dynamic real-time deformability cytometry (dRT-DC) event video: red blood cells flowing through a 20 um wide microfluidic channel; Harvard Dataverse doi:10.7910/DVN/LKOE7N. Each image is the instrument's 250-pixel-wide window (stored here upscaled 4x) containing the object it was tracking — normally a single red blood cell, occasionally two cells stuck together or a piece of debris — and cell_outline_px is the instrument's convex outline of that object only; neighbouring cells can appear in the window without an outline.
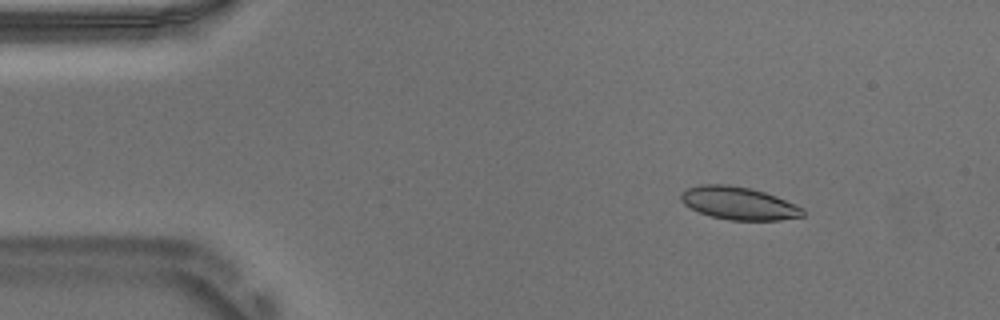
{"species": "Egyptian fruit bat (a non-hibernating species)", "species_latin": "Rousettus aegyptiacus", "temperature_condition": "warm", "stored_images_in_passage": 50, "camera_frame_rate_fps": 3000, "um_per_image_px": 0.085, "animal": {"sex": "male"}, "frame": {"image": 1, "passage_image": 3, "time_ms": 0.667, "image_size_px": [1000, 320], "cell_outline_px": [[804, 216], [780, 220], [728, 220], [712, 216], [700, 212], [684, 204], [680, 200], [680, 192], [688, 188], [700, 184], [728, 184], [752, 188], [776, 196], [804, 208]], "centroid_in_image_um": [62.79, 17.26], "position_along_channel_um": 22.2, "area_um2": 23.35}}
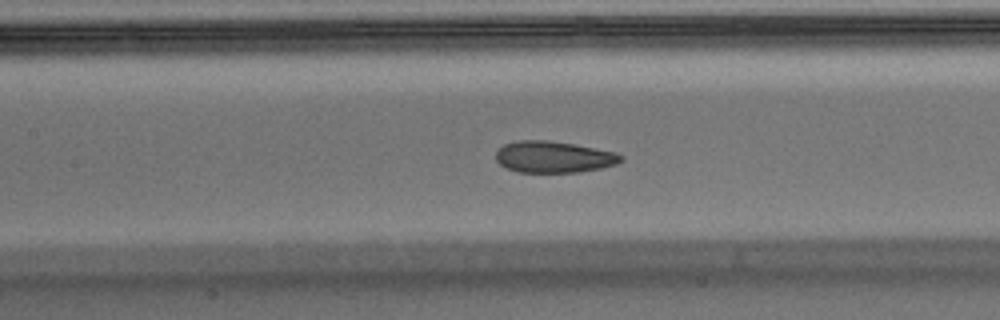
{"frame": {"image": 2, "passage_image": 20, "time_ms": 6.333, "image_size_px": [1000, 320], "cell_outline_px": [[624, 160], [616, 164], [600, 168], [580, 172], [516, 172], [500, 164], [496, 160], [496, 152], [504, 144], [516, 140], [548, 140], [572, 144], [616, 152], [624, 156]], "centroid_in_image_um": [47.07, 13.34], "position_along_channel_um": 160.3, "area_um2": 22.95}}
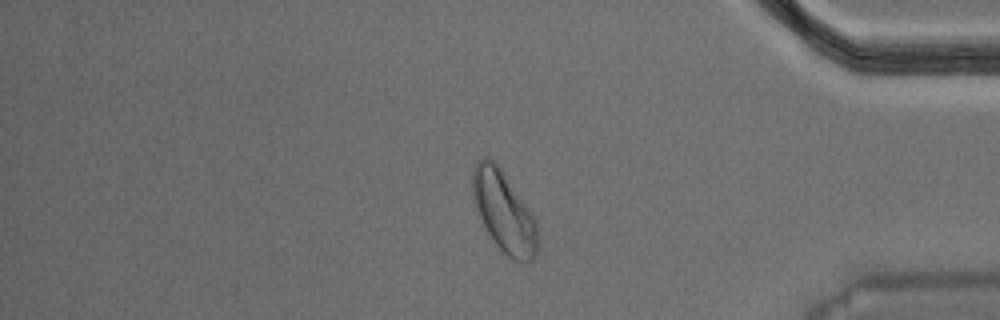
{"frame": {"image": 3, "passage_image": 41, "time_ms": 13.333, "image_size_px": [1000, 320], "cell_outline_px": [[536, 256], [528, 264], [512, 260], [492, 240], [476, 208], [472, 196], [472, 168], [484, 156], [488, 156], [500, 168], [532, 212], [536, 220]], "centroid_in_image_um": [42.83, 18.01], "position_along_channel_um": 392.4, "area_um2": 30.4}, "authors_computed_cell_mechanics": {"area_um2": 23.9581, "velocity_mm_per_s": 3.7103, "shape_relaxation_time_tau1_ms": 5.1911, "shape_relaxation_time_tau2_ms": 1.5086, "deformation_change_tau1": 0.1429, "deformation_change_tau2": 0.0681}}